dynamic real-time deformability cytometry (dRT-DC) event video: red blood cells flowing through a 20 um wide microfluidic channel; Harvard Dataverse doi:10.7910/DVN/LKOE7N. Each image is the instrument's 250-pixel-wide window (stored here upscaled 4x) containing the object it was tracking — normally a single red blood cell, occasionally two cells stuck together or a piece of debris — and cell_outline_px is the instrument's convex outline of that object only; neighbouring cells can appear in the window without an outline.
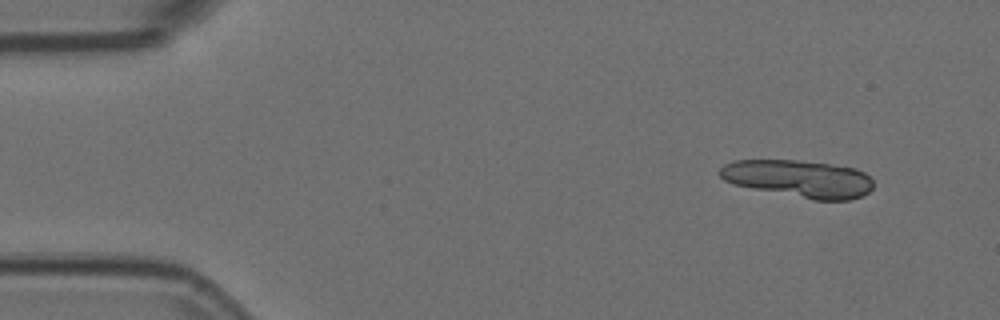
{"species": "Egyptian fruit bat (a non-hibernating species)", "species_latin": "Rousettus aegyptiacus", "temperature_condition": "room temperature", "stored_images_in_passage": 11, "camera_frame_rate_fps": 3000, "um_per_image_px": 0.085, "animal": {"sex": "female"}, "frame": {"image": 1, "passage_image": 1, "time_ms": 0.0, "image_size_px": [1000, 320], "cell_outline_px": [[872, 188], [868, 192], [860, 196], [848, 200], [812, 200], [732, 184], [724, 180], [716, 172], [724, 164], [732, 160], [796, 160], [828, 164], [856, 168], [864, 172], [872, 180]], "centroid_in_image_um": [67.85, 15.18], "position_along_channel_um": 17.1, "area_um2": 33.47}}